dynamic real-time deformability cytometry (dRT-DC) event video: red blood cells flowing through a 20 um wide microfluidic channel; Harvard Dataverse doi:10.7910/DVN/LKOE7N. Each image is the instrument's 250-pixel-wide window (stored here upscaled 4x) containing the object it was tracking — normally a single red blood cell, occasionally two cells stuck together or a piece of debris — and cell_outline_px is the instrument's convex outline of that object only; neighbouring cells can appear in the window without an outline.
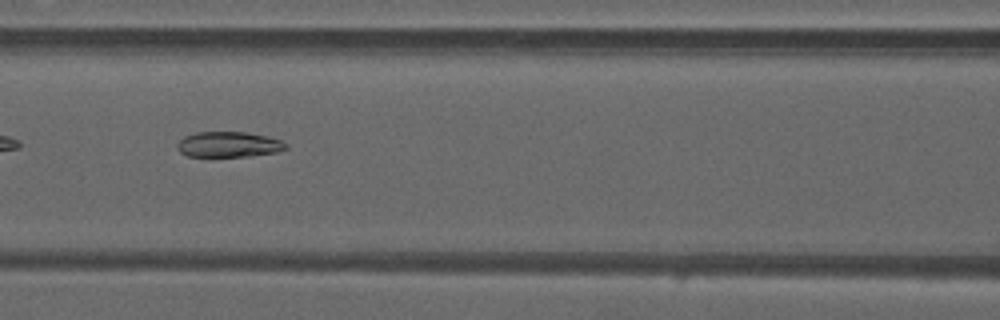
{"species": "common noctule bat (a hibernating species)", "species_latin": "Nyctalus noctula", "temperature_condition": "warm", "stored_images_in_passage": 33, "camera_frame_rate_fps": 3000, "um_per_image_px": 0.085, "animal": {"sex": "male", "forearm_length_mm": 52.5}, "frame": {"image": 1, "passage_image": 6, "time_ms": 1.667, "image_size_px": [1000, 320], "cell_outline_px": [[288, 148], [276, 152], [248, 156], [188, 156], [180, 152], [176, 148], [180, 140], [184, 136], [196, 132], [244, 132], [264, 136], [280, 140], [288, 144]], "centroid_in_image_um": [19.42, 12.28], "position_along_channel_um": 147.2, "area_um2": 15.95}}
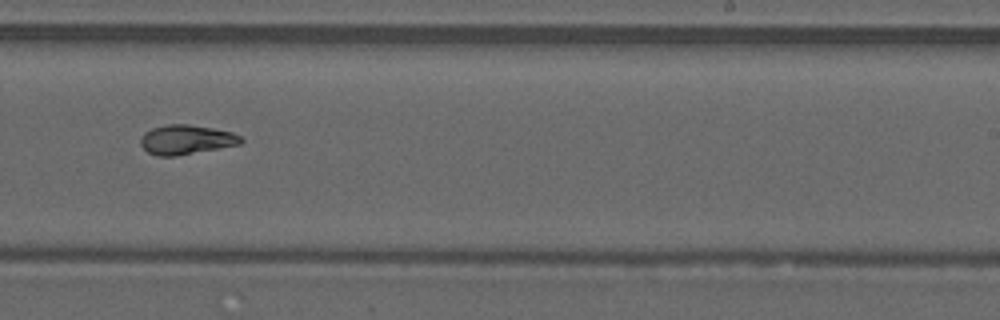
{"frame": {"image": 2, "passage_image": 15, "time_ms": 4.667, "image_size_px": [1000, 320], "cell_outline_px": [[244, 140], [240, 144], [176, 156], [156, 156], [148, 152], [140, 144], [140, 140], [144, 132], [152, 128], [168, 124], [188, 124], [212, 128], [232, 132], [240, 136]], "centroid_in_image_um": [15.81, 11.87], "position_along_channel_um": 273.2, "area_um2": 17.17}}